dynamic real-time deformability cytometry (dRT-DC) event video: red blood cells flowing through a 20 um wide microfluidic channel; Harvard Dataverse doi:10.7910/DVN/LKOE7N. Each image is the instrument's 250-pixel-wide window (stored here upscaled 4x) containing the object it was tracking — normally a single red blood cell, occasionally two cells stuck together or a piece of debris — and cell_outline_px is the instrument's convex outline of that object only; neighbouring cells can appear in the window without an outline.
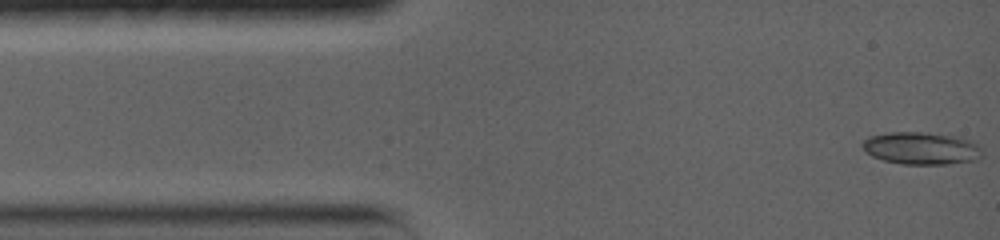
{"species": "common noctule bat (a hibernating species)", "species_latin": "Nyctalus noctula", "temperature_condition": "warm", "stored_images_in_passage": 27, "camera_frame_rate_fps": 5000, "um_per_image_px": 0.085, "animal": {"sex": "female", "body_mass_g": 19.0, "forearm_length_mm": 56.7}, "frame": {"image": 1, "passage_image": 1, "time_ms": 0.0, "image_size_px": [1000, 240], "cell_outline_px": [[980, 156], [976, 160], [948, 164], [904, 164], [884, 160], [872, 156], [860, 144], [868, 136], [892, 132], [928, 132], [960, 136], [976, 144], [980, 148]], "centroid_in_image_um": [78.3, 12.59], "position_along_channel_um": 6.7, "area_um2": 22.54}}
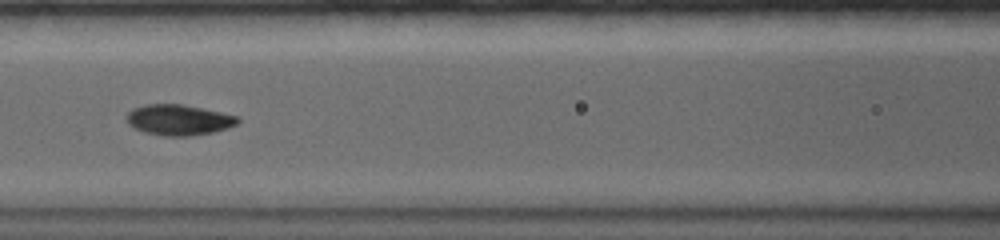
{"frame": {"image": 2, "passage_image": 11, "time_ms": 5.8, "image_size_px": [1000, 240], "cell_outline_px": [[240, 120], [236, 124], [228, 128], [212, 132], [188, 136], [164, 136], [144, 132], [132, 128], [128, 124], [128, 112], [132, 108], [144, 104], [180, 104], [240, 116]], "centroid_in_image_um": [15.17, 10.19], "position_along_channel_um": 151.4, "area_um2": 19.83}}
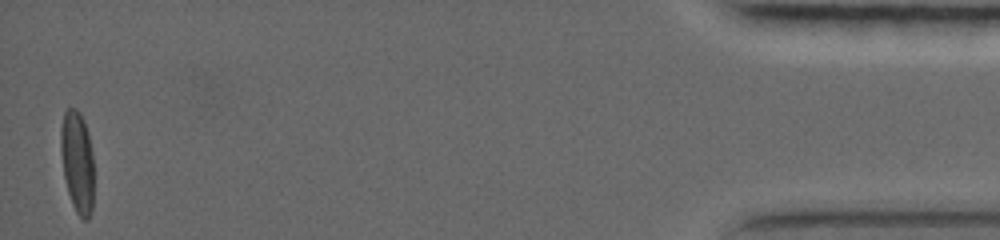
{"frame": {"image": 3, "passage_image": 27, "time_ms": 16.4, "image_size_px": [1000, 240], "cell_outline_px": [[92, 208], [88, 220], [84, 220], [76, 212], [72, 204], [68, 192], [64, 176], [60, 152], [60, 128], [64, 112], [68, 108], [76, 108], [80, 112], [84, 120], [88, 132], [92, 152]], "centroid_in_image_um": [6.55, 13.71], "position_along_channel_um": 428.7, "area_um2": 19.65}, "authors_computed_cell_mechanics": {"area_um2": 19.5942, "velocity_mm_per_s": 3.788, "shape_relaxation_time_tau1_ms": 5.2572, "shape_relaxation_time_tau2_ms": 1.8909, "deformation_change_tau1": 0.188, "deformation_change_tau2": 0.0467}}